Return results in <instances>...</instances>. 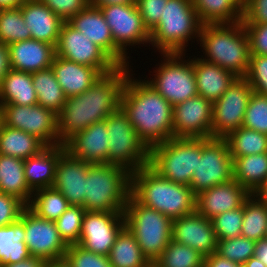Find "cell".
Segmentation results:
<instances>
[{"label":"cell","mask_w":267,"mask_h":267,"mask_svg":"<svg viewBox=\"0 0 267 267\" xmlns=\"http://www.w3.org/2000/svg\"><path fill=\"white\" fill-rule=\"evenodd\" d=\"M129 66H119L103 74L85 92L66 98L58 114L59 142L64 145L76 133L95 122H101L121 106V94Z\"/></svg>","instance_id":"1"},{"label":"cell","mask_w":267,"mask_h":267,"mask_svg":"<svg viewBox=\"0 0 267 267\" xmlns=\"http://www.w3.org/2000/svg\"><path fill=\"white\" fill-rule=\"evenodd\" d=\"M132 76L129 72L121 94V107L150 149L173 138V106L145 79Z\"/></svg>","instance_id":"2"},{"label":"cell","mask_w":267,"mask_h":267,"mask_svg":"<svg viewBox=\"0 0 267 267\" xmlns=\"http://www.w3.org/2000/svg\"><path fill=\"white\" fill-rule=\"evenodd\" d=\"M131 195L171 220L196 211V195L189 186L161 177L149 165L132 172Z\"/></svg>","instance_id":"3"},{"label":"cell","mask_w":267,"mask_h":267,"mask_svg":"<svg viewBox=\"0 0 267 267\" xmlns=\"http://www.w3.org/2000/svg\"><path fill=\"white\" fill-rule=\"evenodd\" d=\"M203 60L217 64L235 77H246L250 64L248 34L242 21L203 24L199 41Z\"/></svg>","instance_id":"4"},{"label":"cell","mask_w":267,"mask_h":267,"mask_svg":"<svg viewBox=\"0 0 267 267\" xmlns=\"http://www.w3.org/2000/svg\"><path fill=\"white\" fill-rule=\"evenodd\" d=\"M131 172L116 164H91L85 178L88 212H124L131 195Z\"/></svg>","instance_id":"5"},{"label":"cell","mask_w":267,"mask_h":267,"mask_svg":"<svg viewBox=\"0 0 267 267\" xmlns=\"http://www.w3.org/2000/svg\"><path fill=\"white\" fill-rule=\"evenodd\" d=\"M202 25L192 0H168L159 23L150 31V44L159 54L184 53L188 41L199 40Z\"/></svg>","instance_id":"6"},{"label":"cell","mask_w":267,"mask_h":267,"mask_svg":"<svg viewBox=\"0 0 267 267\" xmlns=\"http://www.w3.org/2000/svg\"><path fill=\"white\" fill-rule=\"evenodd\" d=\"M123 214L125 226L136 238L143 255L153 264L171 241L172 220L139 203L132 195Z\"/></svg>","instance_id":"7"},{"label":"cell","mask_w":267,"mask_h":267,"mask_svg":"<svg viewBox=\"0 0 267 267\" xmlns=\"http://www.w3.org/2000/svg\"><path fill=\"white\" fill-rule=\"evenodd\" d=\"M201 158V138H172L150 148L149 166L169 181L190 186Z\"/></svg>","instance_id":"8"},{"label":"cell","mask_w":267,"mask_h":267,"mask_svg":"<svg viewBox=\"0 0 267 267\" xmlns=\"http://www.w3.org/2000/svg\"><path fill=\"white\" fill-rule=\"evenodd\" d=\"M104 120L109 136L108 164L120 165L131 173L147 166L150 149L139 138L122 107Z\"/></svg>","instance_id":"9"},{"label":"cell","mask_w":267,"mask_h":267,"mask_svg":"<svg viewBox=\"0 0 267 267\" xmlns=\"http://www.w3.org/2000/svg\"><path fill=\"white\" fill-rule=\"evenodd\" d=\"M184 54L162 53L163 61L155 67L154 78L146 80L172 106L198 95L193 59L185 60Z\"/></svg>","instance_id":"10"},{"label":"cell","mask_w":267,"mask_h":267,"mask_svg":"<svg viewBox=\"0 0 267 267\" xmlns=\"http://www.w3.org/2000/svg\"><path fill=\"white\" fill-rule=\"evenodd\" d=\"M233 179V159L228 142L221 138H201V158H198L189 186L193 193L198 195Z\"/></svg>","instance_id":"11"},{"label":"cell","mask_w":267,"mask_h":267,"mask_svg":"<svg viewBox=\"0 0 267 267\" xmlns=\"http://www.w3.org/2000/svg\"><path fill=\"white\" fill-rule=\"evenodd\" d=\"M0 122L36 136L46 146L61 144L58 136V114L39 104H0Z\"/></svg>","instance_id":"12"},{"label":"cell","mask_w":267,"mask_h":267,"mask_svg":"<svg viewBox=\"0 0 267 267\" xmlns=\"http://www.w3.org/2000/svg\"><path fill=\"white\" fill-rule=\"evenodd\" d=\"M253 90L245 77H236L222 96L212 104L211 138H226L243 125Z\"/></svg>","instance_id":"13"},{"label":"cell","mask_w":267,"mask_h":267,"mask_svg":"<svg viewBox=\"0 0 267 267\" xmlns=\"http://www.w3.org/2000/svg\"><path fill=\"white\" fill-rule=\"evenodd\" d=\"M56 56L96 68L102 75L114 71L119 65L98 45L79 30L64 22L60 29Z\"/></svg>","instance_id":"14"},{"label":"cell","mask_w":267,"mask_h":267,"mask_svg":"<svg viewBox=\"0 0 267 267\" xmlns=\"http://www.w3.org/2000/svg\"><path fill=\"white\" fill-rule=\"evenodd\" d=\"M19 220L24 224V242L31 256L47 262L65 257L68 245L60 237L54 221L37 216L28 207Z\"/></svg>","instance_id":"15"},{"label":"cell","mask_w":267,"mask_h":267,"mask_svg":"<svg viewBox=\"0 0 267 267\" xmlns=\"http://www.w3.org/2000/svg\"><path fill=\"white\" fill-rule=\"evenodd\" d=\"M111 29L114 44L126 55L127 46L150 45V31L144 25L136 3L99 7Z\"/></svg>","instance_id":"16"},{"label":"cell","mask_w":267,"mask_h":267,"mask_svg":"<svg viewBox=\"0 0 267 267\" xmlns=\"http://www.w3.org/2000/svg\"><path fill=\"white\" fill-rule=\"evenodd\" d=\"M124 227L123 212L86 211L77 244L87 251L108 257L118 234Z\"/></svg>","instance_id":"17"},{"label":"cell","mask_w":267,"mask_h":267,"mask_svg":"<svg viewBox=\"0 0 267 267\" xmlns=\"http://www.w3.org/2000/svg\"><path fill=\"white\" fill-rule=\"evenodd\" d=\"M212 104L196 95L173 106V138H211Z\"/></svg>","instance_id":"18"},{"label":"cell","mask_w":267,"mask_h":267,"mask_svg":"<svg viewBox=\"0 0 267 267\" xmlns=\"http://www.w3.org/2000/svg\"><path fill=\"white\" fill-rule=\"evenodd\" d=\"M68 23L79 30L94 44L102 48L119 66H130L129 56H126L115 44L111 29L104 19L100 8L88 5L73 16Z\"/></svg>","instance_id":"19"},{"label":"cell","mask_w":267,"mask_h":267,"mask_svg":"<svg viewBox=\"0 0 267 267\" xmlns=\"http://www.w3.org/2000/svg\"><path fill=\"white\" fill-rule=\"evenodd\" d=\"M171 240L193 248L204 257L217 251L212 220L197 211L172 220Z\"/></svg>","instance_id":"20"},{"label":"cell","mask_w":267,"mask_h":267,"mask_svg":"<svg viewBox=\"0 0 267 267\" xmlns=\"http://www.w3.org/2000/svg\"><path fill=\"white\" fill-rule=\"evenodd\" d=\"M90 165L67 150L60 155L52 187L63 194L70 205L84 206L85 178Z\"/></svg>","instance_id":"21"},{"label":"cell","mask_w":267,"mask_h":267,"mask_svg":"<svg viewBox=\"0 0 267 267\" xmlns=\"http://www.w3.org/2000/svg\"><path fill=\"white\" fill-rule=\"evenodd\" d=\"M251 194L236 180L215 185L196 195V211L208 219L243 206Z\"/></svg>","instance_id":"22"},{"label":"cell","mask_w":267,"mask_h":267,"mask_svg":"<svg viewBox=\"0 0 267 267\" xmlns=\"http://www.w3.org/2000/svg\"><path fill=\"white\" fill-rule=\"evenodd\" d=\"M108 139L106 121L103 120L76 133L64 145L75 158L90 164H108Z\"/></svg>","instance_id":"23"},{"label":"cell","mask_w":267,"mask_h":267,"mask_svg":"<svg viewBox=\"0 0 267 267\" xmlns=\"http://www.w3.org/2000/svg\"><path fill=\"white\" fill-rule=\"evenodd\" d=\"M9 46L11 69L27 73L51 68L56 55L55 46L45 42L28 39L17 41Z\"/></svg>","instance_id":"24"},{"label":"cell","mask_w":267,"mask_h":267,"mask_svg":"<svg viewBox=\"0 0 267 267\" xmlns=\"http://www.w3.org/2000/svg\"><path fill=\"white\" fill-rule=\"evenodd\" d=\"M21 12L31 38L57 46L64 21L38 0H25Z\"/></svg>","instance_id":"25"},{"label":"cell","mask_w":267,"mask_h":267,"mask_svg":"<svg viewBox=\"0 0 267 267\" xmlns=\"http://www.w3.org/2000/svg\"><path fill=\"white\" fill-rule=\"evenodd\" d=\"M51 68L67 98L82 94L102 76L96 68L71 62L56 55Z\"/></svg>","instance_id":"26"},{"label":"cell","mask_w":267,"mask_h":267,"mask_svg":"<svg viewBox=\"0 0 267 267\" xmlns=\"http://www.w3.org/2000/svg\"><path fill=\"white\" fill-rule=\"evenodd\" d=\"M65 150V145L62 144L46 146L38 154L24 160L25 179L33 192L53 186L56 166Z\"/></svg>","instance_id":"27"},{"label":"cell","mask_w":267,"mask_h":267,"mask_svg":"<svg viewBox=\"0 0 267 267\" xmlns=\"http://www.w3.org/2000/svg\"><path fill=\"white\" fill-rule=\"evenodd\" d=\"M193 70L198 95L211 101L218 100L235 80V76L217 64L193 57Z\"/></svg>","instance_id":"28"},{"label":"cell","mask_w":267,"mask_h":267,"mask_svg":"<svg viewBox=\"0 0 267 267\" xmlns=\"http://www.w3.org/2000/svg\"><path fill=\"white\" fill-rule=\"evenodd\" d=\"M234 180L250 194H256L267 179V153L232 157Z\"/></svg>","instance_id":"29"},{"label":"cell","mask_w":267,"mask_h":267,"mask_svg":"<svg viewBox=\"0 0 267 267\" xmlns=\"http://www.w3.org/2000/svg\"><path fill=\"white\" fill-rule=\"evenodd\" d=\"M0 104L36 105L32 74L11 69L0 86Z\"/></svg>","instance_id":"30"},{"label":"cell","mask_w":267,"mask_h":267,"mask_svg":"<svg viewBox=\"0 0 267 267\" xmlns=\"http://www.w3.org/2000/svg\"><path fill=\"white\" fill-rule=\"evenodd\" d=\"M0 192L29 204L33 191L24 174V160L0 154Z\"/></svg>","instance_id":"31"},{"label":"cell","mask_w":267,"mask_h":267,"mask_svg":"<svg viewBox=\"0 0 267 267\" xmlns=\"http://www.w3.org/2000/svg\"><path fill=\"white\" fill-rule=\"evenodd\" d=\"M46 145L36 136L0 122V154L21 160L38 154Z\"/></svg>","instance_id":"32"},{"label":"cell","mask_w":267,"mask_h":267,"mask_svg":"<svg viewBox=\"0 0 267 267\" xmlns=\"http://www.w3.org/2000/svg\"><path fill=\"white\" fill-rule=\"evenodd\" d=\"M192 2L202 24L242 21L244 0H192Z\"/></svg>","instance_id":"33"},{"label":"cell","mask_w":267,"mask_h":267,"mask_svg":"<svg viewBox=\"0 0 267 267\" xmlns=\"http://www.w3.org/2000/svg\"><path fill=\"white\" fill-rule=\"evenodd\" d=\"M108 258L112 267H152L126 226L118 234Z\"/></svg>","instance_id":"34"},{"label":"cell","mask_w":267,"mask_h":267,"mask_svg":"<svg viewBox=\"0 0 267 267\" xmlns=\"http://www.w3.org/2000/svg\"><path fill=\"white\" fill-rule=\"evenodd\" d=\"M24 224L18 220L10 225L0 227V266L28 259Z\"/></svg>","instance_id":"35"},{"label":"cell","mask_w":267,"mask_h":267,"mask_svg":"<svg viewBox=\"0 0 267 267\" xmlns=\"http://www.w3.org/2000/svg\"><path fill=\"white\" fill-rule=\"evenodd\" d=\"M32 74V82L37 94V104L59 114L66 102L63 89L57 82L52 68Z\"/></svg>","instance_id":"36"},{"label":"cell","mask_w":267,"mask_h":267,"mask_svg":"<svg viewBox=\"0 0 267 267\" xmlns=\"http://www.w3.org/2000/svg\"><path fill=\"white\" fill-rule=\"evenodd\" d=\"M267 202L251 194L243 204L242 237L259 241L266 239Z\"/></svg>","instance_id":"37"},{"label":"cell","mask_w":267,"mask_h":267,"mask_svg":"<svg viewBox=\"0 0 267 267\" xmlns=\"http://www.w3.org/2000/svg\"><path fill=\"white\" fill-rule=\"evenodd\" d=\"M27 207L37 216L55 222L70 204L63 194L48 187L34 191Z\"/></svg>","instance_id":"38"},{"label":"cell","mask_w":267,"mask_h":267,"mask_svg":"<svg viewBox=\"0 0 267 267\" xmlns=\"http://www.w3.org/2000/svg\"><path fill=\"white\" fill-rule=\"evenodd\" d=\"M231 157H243L251 154L267 153V134L240 127L226 138Z\"/></svg>","instance_id":"39"},{"label":"cell","mask_w":267,"mask_h":267,"mask_svg":"<svg viewBox=\"0 0 267 267\" xmlns=\"http://www.w3.org/2000/svg\"><path fill=\"white\" fill-rule=\"evenodd\" d=\"M204 258L193 248L171 240L152 267H204Z\"/></svg>","instance_id":"40"},{"label":"cell","mask_w":267,"mask_h":267,"mask_svg":"<svg viewBox=\"0 0 267 267\" xmlns=\"http://www.w3.org/2000/svg\"><path fill=\"white\" fill-rule=\"evenodd\" d=\"M28 39H31V33L26 27L21 5L17 8L0 9V42L9 45Z\"/></svg>","instance_id":"41"},{"label":"cell","mask_w":267,"mask_h":267,"mask_svg":"<svg viewBox=\"0 0 267 267\" xmlns=\"http://www.w3.org/2000/svg\"><path fill=\"white\" fill-rule=\"evenodd\" d=\"M85 213L84 207L70 205L55 221L59 235L67 245L79 242Z\"/></svg>","instance_id":"42"},{"label":"cell","mask_w":267,"mask_h":267,"mask_svg":"<svg viewBox=\"0 0 267 267\" xmlns=\"http://www.w3.org/2000/svg\"><path fill=\"white\" fill-rule=\"evenodd\" d=\"M256 241L239 236L225 240H218L217 251L221 257L232 262L244 264L255 256Z\"/></svg>","instance_id":"43"},{"label":"cell","mask_w":267,"mask_h":267,"mask_svg":"<svg viewBox=\"0 0 267 267\" xmlns=\"http://www.w3.org/2000/svg\"><path fill=\"white\" fill-rule=\"evenodd\" d=\"M242 127L267 134V96L252 92Z\"/></svg>","instance_id":"44"},{"label":"cell","mask_w":267,"mask_h":267,"mask_svg":"<svg viewBox=\"0 0 267 267\" xmlns=\"http://www.w3.org/2000/svg\"><path fill=\"white\" fill-rule=\"evenodd\" d=\"M217 240L239 237L243 222V206L211 219Z\"/></svg>","instance_id":"45"},{"label":"cell","mask_w":267,"mask_h":267,"mask_svg":"<svg viewBox=\"0 0 267 267\" xmlns=\"http://www.w3.org/2000/svg\"><path fill=\"white\" fill-rule=\"evenodd\" d=\"M64 258L72 267H112L107 256L87 251L78 244L68 245Z\"/></svg>","instance_id":"46"},{"label":"cell","mask_w":267,"mask_h":267,"mask_svg":"<svg viewBox=\"0 0 267 267\" xmlns=\"http://www.w3.org/2000/svg\"><path fill=\"white\" fill-rule=\"evenodd\" d=\"M252 90L267 96V55H251L248 73L245 77Z\"/></svg>","instance_id":"47"},{"label":"cell","mask_w":267,"mask_h":267,"mask_svg":"<svg viewBox=\"0 0 267 267\" xmlns=\"http://www.w3.org/2000/svg\"><path fill=\"white\" fill-rule=\"evenodd\" d=\"M26 207L17 197L0 192V227L18 221Z\"/></svg>","instance_id":"48"},{"label":"cell","mask_w":267,"mask_h":267,"mask_svg":"<svg viewBox=\"0 0 267 267\" xmlns=\"http://www.w3.org/2000/svg\"><path fill=\"white\" fill-rule=\"evenodd\" d=\"M58 15L64 22H68L89 5V0H38Z\"/></svg>","instance_id":"49"},{"label":"cell","mask_w":267,"mask_h":267,"mask_svg":"<svg viewBox=\"0 0 267 267\" xmlns=\"http://www.w3.org/2000/svg\"><path fill=\"white\" fill-rule=\"evenodd\" d=\"M168 0H136L146 28L151 31L160 21Z\"/></svg>","instance_id":"50"},{"label":"cell","mask_w":267,"mask_h":267,"mask_svg":"<svg viewBox=\"0 0 267 267\" xmlns=\"http://www.w3.org/2000/svg\"><path fill=\"white\" fill-rule=\"evenodd\" d=\"M248 34L250 54L267 55V23L243 24Z\"/></svg>","instance_id":"51"},{"label":"cell","mask_w":267,"mask_h":267,"mask_svg":"<svg viewBox=\"0 0 267 267\" xmlns=\"http://www.w3.org/2000/svg\"><path fill=\"white\" fill-rule=\"evenodd\" d=\"M242 23H267V0H244L242 5Z\"/></svg>","instance_id":"52"},{"label":"cell","mask_w":267,"mask_h":267,"mask_svg":"<svg viewBox=\"0 0 267 267\" xmlns=\"http://www.w3.org/2000/svg\"><path fill=\"white\" fill-rule=\"evenodd\" d=\"M204 267H244V266L242 264L225 259L215 252L204 258Z\"/></svg>","instance_id":"53"},{"label":"cell","mask_w":267,"mask_h":267,"mask_svg":"<svg viewBox=\"0 0 267 267\" xmlns=\"http://www.w3.org/2000/svg\"><path fill=\"white\" fill-rule=\"evenodd\" d=\"M10 70L9 46L0 42V86Z\"/></svg>","instance_id":"54"},{"label":"cell","mask_w":267,"mask_h":267,"mask_svg":"<svg viewBox=\"0 0 267 267\" xmlns=\"http://www.w3.org/2000/svg\"><path fill=\"white\" fill-rule=\"evenodd\" d=\"M0 267H47V261L38 257L30 256L28 259L24 261L12 264H4Z\"/></svg>","instance_id":"55"},{"label":"cell","mask_w":267,"mask_h":267,"mask_svg":"<svg viewBox=\"0 0 267 267\" xmlns=\"http://www.w3.org/2000/svg\"><path fill=\"white\" fill-rule=\"evenodd\" d=\"M133 3H136V0H89V4L97 8L110 5H124Z\"/></svg>","instance_id":"56"},{"label":"cell","mask_w":267,"mask_h":267,"mask_svg":"<svg viewBox=\"0 0 267 267\" xmlns=\"http://www.w3.org/2000/svg\"><path fill=\"white\" fill-rule=\"evenodd\" d=\"M255 256L267 265V239L256 242Z\"/></svg>","instance_id":"57"},{"label":"cell","mask_w":267,"mask_h":267,"mask_svg":"<svg viewBox=\"0 0 267 267\" xmlns=\"http://www.w3.org/2000/svg\"><path fill=\"white\" fill-rule=\"evenodd\" d=\"M25 0H0V9L17 8Z\"/></svg>","instance_id":"58"},{"label":"cell","mask_w":267,"mask_h":267,"mask_svg":"<svg viewBox=\"0 0 267 267\" xmlns=\"http://www.w3.org/2000/svg\"><path fill=\"white\" fill-rule=\"evenodd\" d=\"M244 267H267V265L259 260L256 256L249 258L244 264Z\"/></svg>","instance_id":"59"},{"label":"cell","mask_w":267,"mask_h":267,"mask_svg":"<svg viewBox=\"0 0 267 267\" xmlns=\"http://www.w3.org/2000/svg\"><path fill=\"white\" fill-rule=\"evenodd\" d=\"M47 267H72V266L68 263V261L65 258H63L47 262Z\"/></svg>","instance_id":"60"},{"label":"cell","mask_w":267,"mask_h":267,"mask_svg":"<svg viewBox=\"0 0 267 267\" xmlns=\"http://www.w3.org/2000/svg\"><path fill=\"white\" fill-rule=\"evenodd\" d=\"M256 195L267 202V179L265 181V183L263 184V186L258 190V192L256 193Z\"/></svg>","instance_id":"61"}]
</instances>
